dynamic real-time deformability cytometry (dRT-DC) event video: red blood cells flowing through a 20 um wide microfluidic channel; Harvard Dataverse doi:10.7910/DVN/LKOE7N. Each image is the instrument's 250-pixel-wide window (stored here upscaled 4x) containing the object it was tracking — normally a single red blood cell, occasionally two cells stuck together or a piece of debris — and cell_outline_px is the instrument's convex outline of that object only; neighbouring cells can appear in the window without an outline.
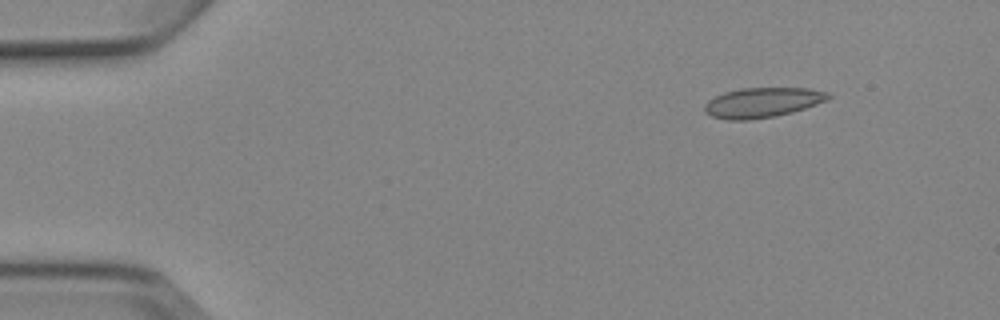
{"species": "Egyptian fruit bat (a non-hibernating species)", "species_latin": "Rousettus aegyptiacus", "temperature_condition": "cold", "stored_images_in_passage": 8, "camera_frame_rate_fps": 3000, "um_per_image_px": 0.085, "animal": {"sex": "female"}, "frame": {"image": 1, "passage_image": 2, "time_ms": 1.0, "image_size_px": [1000, 320], "cell_outline_px": [[832, 96], [828, 100], [792, 112], [776, 116], [748, 120], [728, 120], [712, 116], [704, 112], [704, 104], [708, 100], [724, 92], [740, 88], [808, 88], [828, 92]], "centroid_in_image_um": [64.8, 8.71], "position_along_channel_um": 20.2, "area_um2": 21.62}}
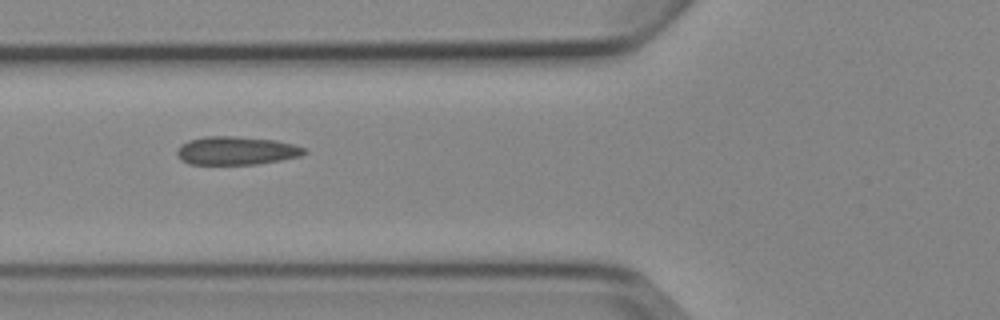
{"frame": {"image": 2, "passage_image": 6, "time_ms": 5.667, "image_size_px": [1000, 320], "cell_outline_px": [[308, 152], [300, 156], [280, 160], [256, 164], [188, 164], [180, 160], [176, 152], [180, 144], [188, 140], [204, 136], [236, 136], [276, 140], [308, 148]], "centroid_in_image_um": [20.08, 12.8], "position_along_channel_um": 105.7, "area_um2": 21.21}}
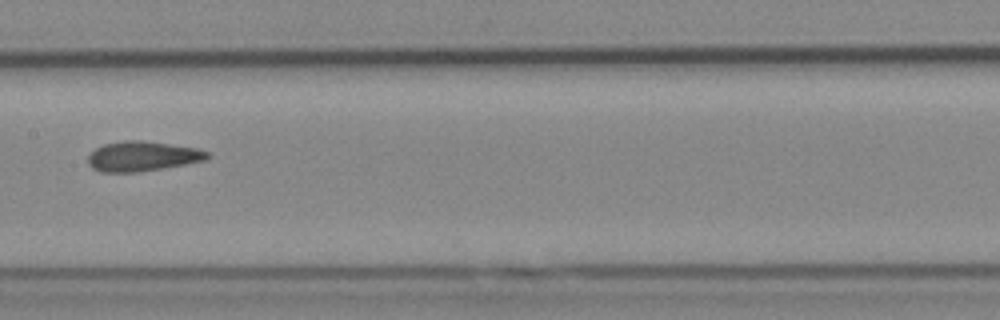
{"frame": {"image": 3, "passage_image": 8, "time_ms": 8.0, "image_size_px": [1000, 320], "cell_outline_px": [[212, 156], [204, 160], [184, 164], [140, 172], [100, 172], [92, 168], [88, 164], [88, 156], [96, 148], [104, 144], [124, 140], [140, 140], [196, 148], [208, 152]], "centroid_in_image_um": [12.07, 13.29], "position_along_channel_um": 195.3, "area_um2": 20.63}}